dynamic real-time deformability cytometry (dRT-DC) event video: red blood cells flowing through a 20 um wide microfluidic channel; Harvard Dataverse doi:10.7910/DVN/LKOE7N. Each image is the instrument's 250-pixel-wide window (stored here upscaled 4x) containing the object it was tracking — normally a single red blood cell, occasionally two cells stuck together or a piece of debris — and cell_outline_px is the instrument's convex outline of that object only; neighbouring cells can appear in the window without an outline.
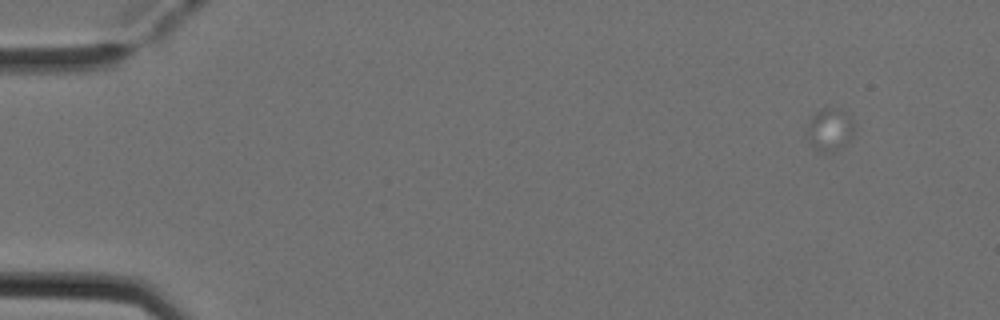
{"species": "Egyptian fruit bat (a non-hibernating species)", "species_latin": "Rousettus aegyptiacus", "temperature_condition": "cold", "stored_images_in_passage": 4, "camera_frame_rate_fps": 3000, "um_per_image_px": 0.085, "animal": {"sex": "female"}, "frame": {"image": 1, "passage_image": 1, "time_ms": 0.0, "image_size_px": [1000, 320], "cell_outline_px": [[852, 136], [844, 144], [832, 152], [820, 152], [808, 140], [808, 120], [816, 112], [824, 108], [832, 108], [848, 112], [852, 120]], "centroid_in_image_um": [70.52, 10.99], "position_along_channel_um": 14.5, "area_um2": 11.39}}